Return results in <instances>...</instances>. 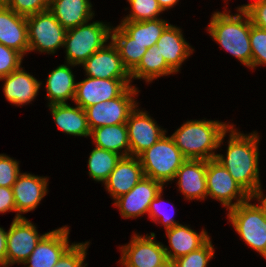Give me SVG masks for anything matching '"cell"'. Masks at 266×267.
Wrapping results in <instances>:
<instances>
[{
    "label": "cell",
    "mask_w": 266,
    "mask_h": 267,
    "mask_svg": "<svg viewBox=\"0 0 266 267\" xmlns=\"http://www.w3.org/2000/svg\"><path fill=\"white\" fill-rule=\"evenodd\" d=\"M214 247L209 239L202 247L174 260L176 267H207L214 257Z\"/></svg>",
    "instance_id": "33"
},
{
    "label": "cell",
    "mask_w": 266,
    "mask_h": 267,
    "mask_svg": "<svg viewBox=\"0 0 266 267\" xmlns=\"http://www.w3.org/2000/svg\"><path fill=\"white\" fill-rule=\"evenodd\" d=\"M90 137H93L92 142L96 147L115 152L122 157L130 156L126 123L95 128Z\"/></svg>",
    "instance_id": "27"
},
{
    "label": "cell",
    "mask_w": 266,
    "mask_h": 267,
    "mask_svg": "<svg viewBox=\"0 0 266 267\" xmlns=\"http://www.w3.org/2000/svg\"><path fill=\"white\" fill-rule=\"evenodd\" d=\"M251 201L230 208L227 216L241 239L266 259V216Z\"/></svg>",
    "instance_id": "6"
},
{
    "label": "cell",
    "mask_w": 266,
    "mask_h": 267,
    "mask_svg": "<svg viewBox=\"0 0 266 267\" xmlns=\"http://www.w3.org/2000/svg\"><path fill=\"white\" fill-rule=\"evenodd\" d=\"M250 45L252 50V70L266 65V30L256 27L251 22Z\"/></svg>",
    "instance_id": "34"
},
{
    "label": "cell",
    "mask_w": 266,
    "mask_h": 267,
    "mask_svg": "<svg viewBox=\"0 0 266 267\" xmlns=\"http://www.w3.org/2000/svg\"><path fill=\"white\" fill-rule=\"evenodd\" d=\"M9 0H0V6H6Z\"/></svg>",
    "instance_id": "47"
},
{
    "label": "cell",
    "mask_w": 266,
    "mask_h": 267,
    "mask_svg": "<svg viewBox=\"0 0 266 267\" xmlns=\"http://www.w3.org/2000/svg\"><path fill=\"white\" fill-rule=\"evenodd\" d=\"M19 168V161L0 154V186L12 188L21 173Z\"/></svg>",
    "instance_id": "39"
},
{
    "label": "cell",
    "mask_w": 266,
    "mask_h": 267,
    "mask_svg": "<svg viewBox=\"0 0 266 267\" xmlns=\"http://www.w3.org/2000/svg\"><path fill=\"white\" fill-rule=\"evenodd\" d=\"M139 91L136 86H128L118 97L85 108L90 130L126 123L138 105L136 96Z\"/></svg>",
    "instance_id": "8"
},
{
    "label": "cell",
    "mask_w": 266,
    "mask_h": 267,
    "mask_svg": "<svg viewBox=\"0 0 266 267\" xmlns=\"http://www.w3.org/2000/svg\"><path fill=\"white\" fill-rule=\"evenodd\" d=\"M175 74L161 56L159 48L154 45L146 51L139 64L130 72L131 82L133 79H142L151 83L154 79L162 76Z\"/></svg>",
    "instance_id": "28"
},
{
    "label": "cell",
    "mask_w": 266,
    "mask_h": 267,
    "mask_svg": "<svg viewBox=\"0 0 266 267\" xmlns=\"http://www.w3.org/2000/svg\"><path fill=\"white\" fill-rule=\"evenodd\" d=\"M69 231V227L65 225L47 232L22 264L26 267H55L62 255L74 244H69Z\"/></svg>",
    "instance_id": "15"
},
{
    "label": "cell",
    "mask_w": 266,
    "mask_h": 267,
    "mask_svg": "<svg viewBox=\"0 0 266 267\" xmlns=\"http://www.w3.org/2000/svg\"><path fill=\"white\" fill-rule=\"evenodd\" d=\"M0 43L23 56L29 50L26 17L6 6H0Z\"/></svg>",
    "instance_id": "21"
},
{
    "label": "cell",
    "mask_w": 266,
    "mask_h": 267,
    "mask_svg": "<svg viewBox=\"0 0 266 267\" xmlns=\"http://www.w3.org/2000/svg\"><path fill=\"white\" fill-rule=\"evenodd\" d=\"M90 242L75 243L62 255L55 267H86L84 263Z\"/></svg>",
    "instance_id": "35"
},
{
    "label": "cell",
    "mask_w": 266,
    "mask_h": 267,
    "mask_svg": "<svg viewBox=\"0 0 266 267\" xmlns=\"http://www.w3.org/2000/svg\"><path fill=\"white\" fill-rule=\"evenodd\" d=\"M130 3V14L121 21H146L158 19L163 10L157 0H127Z\"/></svg>",
    "instance_id": "32"
},
{
    "label": "cell",
    "mask_w": 266,
    "mask_h": 267,
    "mask_svg": "<svg viewBox=\"0 0 266 267\" xmlns=\"http://www.w3.org/2000/svg\"><path fill=\"white\" fill-rule=\"evenodd\" d=\"M122 156L99 147L90 152L88 174L92 180L104 183Z\"/></svg>",
    "instance_id": "31"
},
{
    "label": "cell",
    "mask_w": 266,
    "mask_h": 267,
    "mask_svg": "<svg viewBox=\"0 0 266 267\" xmlns=\"http://www.w3.org/2000/svg\"><path fill=\"white\" fill-rule=\"evenodd\" d=\"M169 24L166 20L158 18L146 21H121L119 26L134 39V42L150 48L156 44Z\"/></svg>",
    "instance_id": "29"
},
{
    "label": "cell",
    "mask_w": 266,
    "mask_h": 267,
    "mask_svg": "<svg viewBox=\"0 0 266 267\" xmlns=\"http://www.w3.org/2000/svg\"><path fill=\"white\" fill-rule=\"evenodd\" d=\"M16 212L13 189L0 186V213Z\"/></svg>",
    "instance_id": "41"
},
{
    "label": "cell",
    "mask_w": 266,
    "mask_h": 267,
    "mask_svg": "<svg viewBox=\"0 0 266 267\" xmlns=\"http://www.w3.org/2000/svg\"><path fill=\"white\" fill-rule=\"evenodd\" d=\"M49 10L66 30L89 22L95 14L90 0H50Z\"/></svg>",
    "instance_id": "24"
},
{
    "label": "cell",
    "mask_w": 266,
    "mask_h": 267,
    "mask_svg": "<svg viewBox=\"0 0 266 267\" xmlns=\"http://www.w3.org/2000/svg\"><path fill=\"white\" fill-rule=\"evenodd\" d=\"M165 231L170 247L168 248L163 245V248L167 258L172 261L199 249L210 239V236L204 228L200 233H197L189 226L182 224L175 225Z\"/></svg>",
    "instance_id": "23"
},
{
    "label": "cell",
    "mask_w": 266,
    "mask_h": 267,
    "mask_svg": "<svg viewBox=\"0 0 266 267\" xmlns=\"http://www.w3.org/2000/svg\"><path fill=\"white\" fill-rule=\"evenodd\" d=\"M162 193L163 191L161 190L159 194L150 203L148 217L151 218L154 223L162 224L165 227V230H167L174 227L175 225H179L180 223L176 222V220L173 219V216H170L171 214H168L167 210L164 211V209L161 208L163 200Z\"/></svg>",
    "instance_id": "37"
},
{
    "label": "cell",
    "mask_w": 266,
    "mask_h": 267,
    "mask_svg": "<svg viewBox=\"0 0 266 267\" xmlns=\"http://www.w3.org/2000/svg\"><path fill=\"white\" fill-rule=\"evenodd\" d=\"M155 45L159 48V52L167 65L175 73L179 72L182 63L194 51L183 37L181 28L171 24L164 29Z\"/></svg>",
    "instance_id": "22"
},
{
    "label": "cell",
    "mask_w": 266,
    "mask_h": 267,
    "mask_svg": "<svg viewBox=\"0 0 266 267\" xmlns=\"http://www.w3.org/2000/svg\"><path fill=\"white\" fill-rule=\"evenodd\" d=\"M77 82L74 103L85 109L118 97L131 84V79H100L86 76Z\"/></svg>",
    "instance_id": "12"
},
{
    "label": "cell",
    "mask_w": 266,
    "mask_h": 267,
    "mask_svg": "<svg viewBox=\"0 0 266 267\" xmlns=\"http://www.w3.org/2000/svg\"><path fill=\"white\" fill-rule=\"evenodd\" d=\"M230 124L229 141L226 156L216 154L215 159L221 163L233 179L251 195L261 186L259 176V135L258 132L243 134Z\"/></svg>",
    "instance_id": "1"
},
{
    "label": "cell",
    "mask_w": 266,
    "mask_h": 267,
    "mask_svg": "<svg viewBox=\"0 0 266 267\" xmlns=\"http://www.w3.org/2000/svg\"><path fill=\"white\" fill-rule=\"evenodd\" d=\"M154 267H176L174 261L171 259H166L163 263L156 265Z\"/></svg>",
    "instance_id": "46"
},
{
    "label": "cell",
    "mask_w": 266,
    "mask_h": 267,
    "mask_svg": "<svg viewBox=\"0 0 266 267\" xmlns=\"http://www.w3.org/2000/svg\"><path fill=\"white\" fill-rule=\"evenodd\" d=\"M111 41L117 47L123 66L129 73L139 64L148 48L134 42L119 25L111 28Z\"/></svg>",
    "instance_id": "30"
},
{
    "label": "cell",
    "mask_w": 266,
    "mask_h": 267,
    "mask_svg": "<svg viewBox=\"0 0 266 267\" xmlns=\"http://www.w3.org/2000/svg\"><path fill=\"white\" fill-rule=\"evenodd\" d=\"M29 50L55 54L64 47L66 29L48 9L26 17Z\"/></svg>",
    "instance_id": "7"
},
{
    "label": "cell",
    "mask_w": 266,
    "mask_h": 267,
    "mask_svg": "<svg viewBox=\"0 0 266 267\" xmlns=\"http://www.w3.org/2000/svg\"><path fill=\"white\" fill-rule=\"evenodd\" d=\"M23 55L0 43V78L21 67Z\"/></svg>",
    "instance_id": "38"
},
{
    "label": "cell",
    "mask_w": 266,
    "mask_h": 267,
    "mask_svg": "<svg viewBox=\"0 0 266 267\" xmlns=\"http://www.w3.org/2000/svg\"><path fill=\"white\" fill-rule=\"evenodd\" d=\"M164 189V185L144 176L128 193L114 201L123 218H137L148 213L150 203Z\"/></svg>",
    "instance_id": "14"
},
{
    "label": "cell",
    "mask_w": 266,
    "mask_h": 267,
    "mask_svg": "<svg viewBox=\"0 0 266 267\" xmlns=\"http://www.w3.org/2000/svg\"><path fill=\"white\" fill-rule=\"evenodd\" d=\"M7 231L0 227V265L6 264Z\"/></svg>",
    "instance_id": "42"
},
{
    "label": "cell",
    "mask_w": 266,
    "mask_h": 267,
    "mask_svg": "<svg viewBox=\"0 0 266 267\" xmlns=\"http://www.w3.org/2000/svg\"><path fill=\"white\" fill-rule=\"evenodd\" d=\"M54 122L66 134L73 136L90 137L91 130L88 126L85 109L68 103L50 104Z\"/></svg>",
    "instance_id": "25"
},
{
    "label": "cell",
    "mask_w": 266,
    "mask_h": 267,
    "mask_svg": "<svg viewBox=\"0 0 266 267\" xmlns=\"http://www.w3.org/2000/svg\"><path fill=\"white\" fill-rule=\"evenodd\" d=\"M155 235L154 232L150 236L134 233L131 241L119 248L122 255L119 264L124 267H154L163 263L167 259L166 252L163 244L155 240Z\"/></svg>",
    "instance_id": "10"
},
{
    "label": "cell",
    "mask_w": 266,
    "mask_h": 267,
    "mask_svg": "<svg viewBox=\"0 0 266 267\" xmlns=\"http://www.w3.org/2000/svg\"><path fill=\"white\" fill-rule=\"evenodd\" d=\"M214 12L207 31L221 48L252 69L251 19L248 13Z\"/></svg>",
    "instance_id": "3"
},
{
    "label": "cell",
    "mask_w": 266,
    "mask_h": 267,
    "mask_svg": "<svg viewBox=\"0 0 266 267\" xmlns=\"http://www.w3.org/2000/svg\"><path fill=\"white\" fill-rule=\"evenodd\" d=\"M130 156L138 157L142 152L154 145L166 130L157 125V122L147 113L136 108L130 113L126 122Z\"/></svg>",
    "instance_id": "13"
},
{
    "label": "cell",
    "mask_w": 266,
    "mask_h": 267,
    "mask_svg": "<svg viewBox=\"0 0 266 267\" xmlns=\"http://www.w3.org/2000/svg\"><path fill=\"white\" fill-rule=\"evenodd\" d=\"M144 176L139 158L124 156L120 158L116 167L109 174L104 186L115 201L128 193Z\"/></svg>",
    "instance_id": "18"
},
{
    "label": "cell",
    "mask_w": 266,
    "mask_h": 267,
    "mask_svg": "<svg viewBox=\"0 0 266 267\" xmlns=\"http://www.w3.org/2000/svg\"><path fill=\"white\" fill-rule=\"evenodd\" d=\"M229 124L217 120H189L172 135L175 145L186 159L210 160L224 142Z\"/></svg>",
    "instance_id": "2"
},
{
    "label": "cell",
    "mask_w": 266,
    "mask_h": 267,
    "mask_svg": "<svg viewBox=\"0 0 266 267\" xmlns=\"http://www.w3.org/2000/svg\"><path fill=\"white\" fill-rule=\"evenodd\" d=\"M46 234H39L34 223L26 217L13 219L7 231L6 264H22L26 261Z\"/></svg>",
    "instance_id": "11"
},
{
    "label": "cell",
    "mask_w": 266,
    "mask_h": 267,
    "mask_svg": "<svg viewBox=\"0 0 266 267\" xmlns=\"http://www.w3.org/2000/svg\"><path fill=\"white\" fill-rule=\"evenodd\" d=\"M111 28L105 22L93 21L68 29L63 47L66 49L65 62L71 67L82 65L111 40Z\"/></svg>",
    "instance_id": "4"
},
{
    "label": "cell",
    "mask_w": 266,
    "mask_h": 267,
    "mask_svg": "<svg viewBox=\"0 0 266 267\" xmlns=\"http://www.w3.org/2000/svg\"><path fill=\"white\" fill-rule=\"evenodd\" d=\"M248 15L254 26L266 30V0H261L248 12Z\"/></svg>",
    "instance_id": "40"
},
{
    "label": "cell",
    "mask_w": 266,
    "mask_h": 267,
    "mask_svg": "<svg viewBox=\"0 0 266 267\" xmlns=\"http://www.w3.org/2000/svg\"><path fill=\"white\" fill-rule=\"evenodd\" d=\"M70 65L66 62L49 73L45 84L48 105L66 103L68 99L74 100L77 82Z\"/></svg>",
    "instance_id": "26"
},
{
    "label": "cell",
    "mask_w": 266,
    "mask_h": 267,
    "mask_svg": "<svg viewBox=\"0 0 266 267\" xmlns=\"http://www.w3.org/2000/svg\"><path fill=\"white\" fill-rule=\"evenodd\" d=\"M251 200H258L260 203L257 206L262 210L263 214L266 216V196L262 191L261 186H259L251 195Z\"/></svg>",
    "instance_id": "43"
},
{
    "label": "cell",
    "mask_w": 266,
    "mask_h": 267,
    "mask_svg": "<svg viewBox=\"0 0 266 267\" xmlns=\"http://www.w3.org/2000/svg\"><path fill=\"white\" fill-rule=\"evenodd\" d=\"M48 178L30 173H20L14 183L13 195L16 205L14 219L24 218L22 214L35 210L48 193Z\"/></svg>",
    "instance_id": "17"
},
{
    "label": "cell",
    "mask_w": 266,
    "mask_h": 267,
    "mask_svg": "<svg viewBox=\"0 0 266 267\" xmlns=\"http://www.w3.org/2000/svg\"><path fill=\"white\" fill-rule=\"evenodd\" d=\"M206 184L207 196L220 201L227 210L250 198V195L215 158L207 161ZM234 199L236 202L232 203Z\"/></svg>",
    "instance_id": "9"
},
{
    "label": "cell",
    "mask_w": 266,
    "mask_h": 267,
    "mask_svg": "<svg viewBox=\"0 0 266 267\" xmlns=\"http://www.w3.org/2000/svg\"><path fill=\"white\" fill-rule=\"evenodd\" d=\"M0 81H4L3 92L6 100L15 106L27 105L34 101L42 84L23 67L1 77Z\"/></svg>",
    "instance_id": "20"
},
{
    "label": "cell",
    "mask_w": 266,
    "mask_h": 267,
    "mask_svg": "<svg viewBox=\"0 0 266 267\" xmlns=\"http://www.w3.org/2000/svg\"><path fill=\"white\" fill-rule=\"evenodd\" d=\"M6 7L18 15L28 17L48 10L50 0H9Z\"/></svg>",
    "instance_id": "36"
},
{
    "label": "cell",
    "mask_w": 266,
    "mask_h": 267,
    "mask_svg": "<svg viewBox=\"0 0 266 267\" xmlns=\"http://www.w3.org/2000/svg\"><path fill=\"white\" fill-rule=\"evenodd\" d=\"M207 160L186 159L177 170L178 189L187 200L207 198L206 184Z\"/></svg>",
    "instance_id": "19"
},
{
    "label": "cell",
    "mask_w": 266,
    "mask_h": 267,
    "mask_svg": "<svg viewBox=\"0 0 266 267\" xmlns=\"http://www.w3.org/2000/svg\"><path fill=\"white\" fill-rule=\"evenodd\" d=\"M144 175L163 185L175 180L177 170L186 161L171 136L164 134L138 156Z\"/></svg>",
    "instance_id": "5"
},
{
    "label": "cell",
    "mask_w": 266,
    "mask_h": 267,
    "mask_svg": "<svg viewBox=\"0 0 266 267\" xmlns=\"http://www.w3.org/2000/svg\"><path fill=\"white\" fill-rule=\"evenodd\" d=\"M157 1L160 8L163 11L168 10L169 8L171 9V7L173 8L174 5H176L177 2H179V0H157Z\"/></svg>",
    "instance_id": "44"
},
{
    "label": "cell",
    "mask_w": 266,
    "mask_h": 267,
    "mask_svg": "<svg viewBox=\"0 0 266 267\" xmlns=\"http://www.w3.org/2000/svg\"><path fill=\"white\" fill-rule=\"evenodd\" d=\"M10 265H7V264H2L0 265V267H9Z\"/></svg>",
    "instance_id": "48"
},
{
    "label": "cell",
    "mask_w": 266,
    "mask_h": 267,
    "mask_svg": "<svg viewBox=\"0 0 266 267\" xmlns=\"http://www.w3.org/2000/svg\"><path fill=\"white\" fill-rule=\"evenodd\" d=\"M261 0H255L252 3H248L242 6L237 7V12L239 13H248L253 7H255Z\"/></svg>",
    "instance_id": "45"
},
{
    "label": "cell",
    "mask_w": 266,
    "mask_h": 267,
    "mask_svg": "<svg viewBox=\"0 0 266 267\" xmlns=\"http://www.w3.org/2000/svg\"><path fill=\"white\" fill-rule=\"evenodd\" d=\"M86 76L100 79H131L123 66L119 51L110 40L92 54L83 64Z\"/></svg>",
    "instance_id": "16"
}]
</instances>
